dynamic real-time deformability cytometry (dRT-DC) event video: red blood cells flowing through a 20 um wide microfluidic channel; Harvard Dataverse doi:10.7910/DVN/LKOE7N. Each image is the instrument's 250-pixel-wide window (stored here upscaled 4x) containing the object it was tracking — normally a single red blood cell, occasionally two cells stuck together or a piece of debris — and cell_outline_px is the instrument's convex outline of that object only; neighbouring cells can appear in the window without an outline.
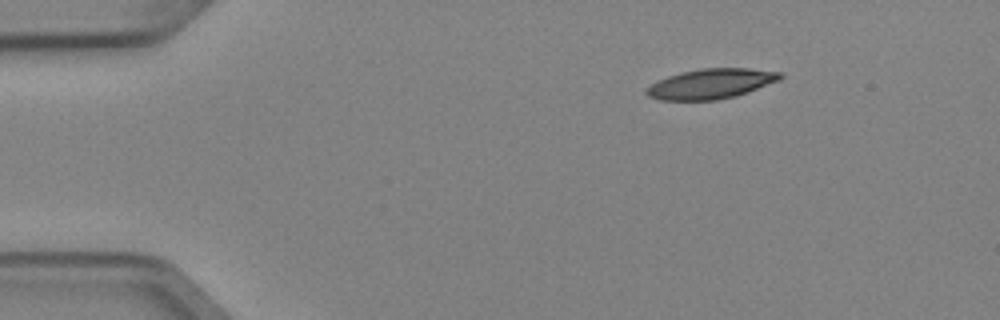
{"species": "Egyptian fruit bat (a non-hibernating species)", "species_latin": "Rousettus aegyptiacus", "temperature_condition": "cold", "stored_images_in_passage": 4, "camera_frame_rate_fps": 3000, "um_per_image_px": 0.085, "animal": {"sex": "female"}, "frame": {"image": 1, "passage_image": 1, "time_ms": 0.0, "image_size_px": [1000, 320], "cell_outline_px": [[784, 76], [780, 80], [748, 92], [736, 96], [716, 100], [660, 100], [648, 96], [644, 92], [656, 80], [680, 72], [700, 68], [748, 68], [784, 72]], "centroid_in_image_um": [60.46, 7.11], "position_along_channel_um": 24.5, "area_um2": 23.58}}